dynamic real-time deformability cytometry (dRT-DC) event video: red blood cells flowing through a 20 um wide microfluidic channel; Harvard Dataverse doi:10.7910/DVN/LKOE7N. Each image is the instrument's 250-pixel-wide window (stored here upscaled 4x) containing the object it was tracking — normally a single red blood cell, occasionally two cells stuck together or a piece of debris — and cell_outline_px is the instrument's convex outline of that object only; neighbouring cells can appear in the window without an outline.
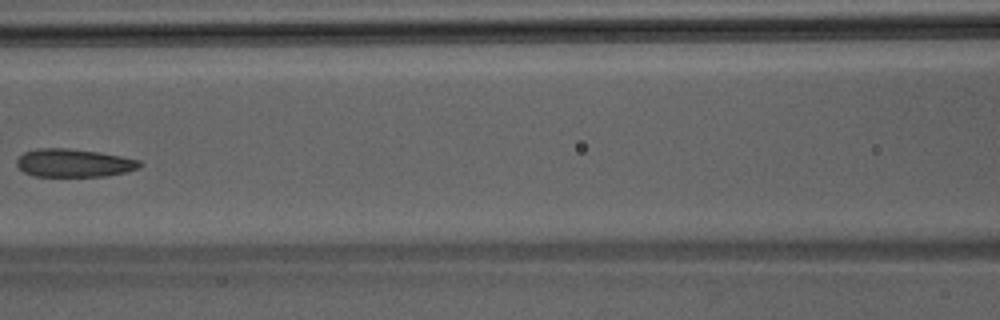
{"species": "Egyptian fruit bat (a non-hibernating species)", "species_latin": "Rousettus aegyptiacus", "temperature_condition": "room temperature", "stored_images_in_passage": 6, "camera_frame_rate_fps": 3000, "um_per_image_px": 0.085, "animal": {"sex": "male"}, "frame": {"image": 1, "passage_image": 6, "time_ms": 1.667, "image_size_px": [1000, 320], "cell_outline_px": [[144, 164], [140, 168], [128, 172], [104, 176], [36, 176], [24, 172], [16, 164], [16, 160], [24, 152], [36, 148], [68, 148], [100, 152], [140, 160]], "centroid_in_image_um": [6.32, 13.85], "position_along_channel_um": 160.3, "area_um2": 20.29}}